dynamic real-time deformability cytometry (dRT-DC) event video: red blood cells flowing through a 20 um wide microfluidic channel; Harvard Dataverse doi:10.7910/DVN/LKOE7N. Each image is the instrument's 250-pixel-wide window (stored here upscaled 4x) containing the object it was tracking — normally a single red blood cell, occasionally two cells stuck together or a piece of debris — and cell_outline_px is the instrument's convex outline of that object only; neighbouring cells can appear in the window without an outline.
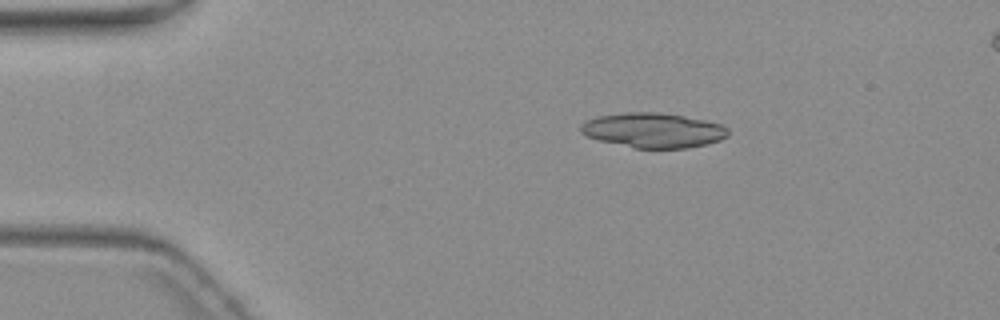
{"species": "common noctule bat (a hibernating species)", "species_latin": "Nyctalus noctula", "temperature_condition": "warm", "stored_images_in_passage": 5, "camera_frame_rate_fps": 3000, "um_per_image_px": 0.085, "animal": {"sex": "female", "body_mass_g": 19.3, "forearm_length_mm": 54.1}, "frame": {"image": 1, "passage_image": 3, "time_ms": 2.667, "image_size_px": [1000, 320], "cell_outline_px": [[728, 136], [720, 140], [688, 148], [636, 148], [600, 140], [584, 136], [580, 132], [580, 124], [584, 120], [596, 116], [624, 112], [660, 112], [684, 116], [704, 120], [720, 124], [728, 128]], "centroid_in_image_um": [55.48, 11.06], "position_along_channel_um": 29.5, "area_um2": 30.0}}